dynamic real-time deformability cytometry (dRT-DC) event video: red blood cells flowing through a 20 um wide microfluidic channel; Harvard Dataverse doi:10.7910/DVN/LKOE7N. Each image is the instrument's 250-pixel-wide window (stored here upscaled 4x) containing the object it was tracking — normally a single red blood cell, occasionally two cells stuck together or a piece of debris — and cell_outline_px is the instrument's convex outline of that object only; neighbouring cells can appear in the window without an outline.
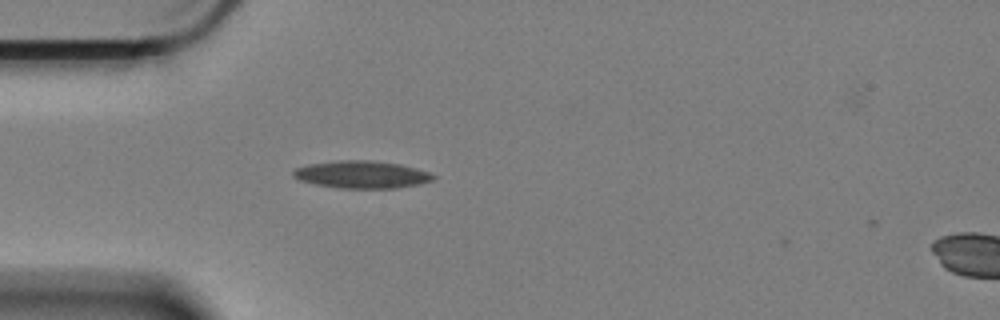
{"species": "Egyptian fruit bat (a non-hibernating species)", "species_latin": "Rousettus aegyptiacus", "temperature_condition": "cold", "stored_images_in_passage": 43, "camera_frame_rate_fps": 3000, "um_per_image_px": 0.085, "animal": {"sex": "female"}, "frame": {"image": 1, "passage_image": 1, "time_ms": 0.0, "image_size_px": [1000, 320], "cell_outline_px": [[436, 176], [432, 180], [416, 184], [392, 188], [340, 188], [316, 184], [300, 180], [292, 176], [292, 172], [296, 168], [308, 164], [336, 160], [372, 160], [400, 164], [416, 168], [428, 172]], "centroid_in_image_um": [30.71, 14.82], "position_along_channel_um": 54.3, "area_um2": 22.2}}
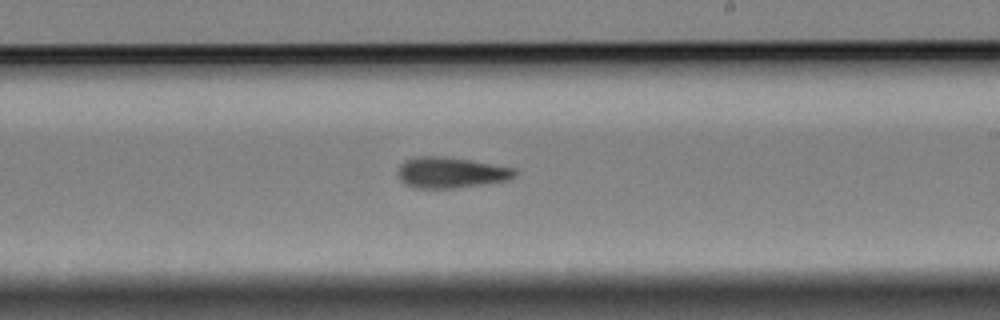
{"frame": {"image": 2, "passage_image": 19, "time_ms": 6.0, "image_size_px": [1000, 320], "cell_outline_px": [[520, 172], [516, 176], [508, 180], [484, 184], [452, 188], [416, 188], [400, 180], [396, 172], [400, 164], [416, 156], [444, 156], [472, 160], [516, 168]], "centroid_in_image_um": [38.37, 14.66], "position_along_channel_um": 250.6, "area_um2": 21.21}}
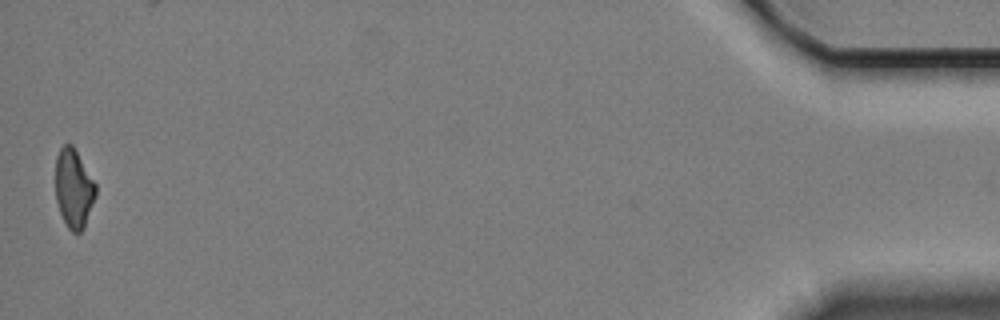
{"frame": {"image": 3, "passage_image": 43, "time_ms": 14.0, "image_size_px": [1000, 320], "cell_outline_px": [[96, 196], [84, 224], [80, 232], [72, 232], [68, 228], [60, 212], [56, 200], [56, 156], [60, 148], [64, 144], [72, 144], [96, 184]], "centroid_in_image_um": [6.26, 15.99], "position_along_channel_um": 428.9, "area_um2": 18.15}, "authors_computed_cell_mechanics": {"area_um2": 20.3456, "velocity_mm_per_s": 3.3705, "shape_relaxation_time_tau1_ms": null, "shape_relaxation_time_tau2_ms": 4.5986, "deformation_change_tau1": null, "deformation_change_tau2": 0.1422}}